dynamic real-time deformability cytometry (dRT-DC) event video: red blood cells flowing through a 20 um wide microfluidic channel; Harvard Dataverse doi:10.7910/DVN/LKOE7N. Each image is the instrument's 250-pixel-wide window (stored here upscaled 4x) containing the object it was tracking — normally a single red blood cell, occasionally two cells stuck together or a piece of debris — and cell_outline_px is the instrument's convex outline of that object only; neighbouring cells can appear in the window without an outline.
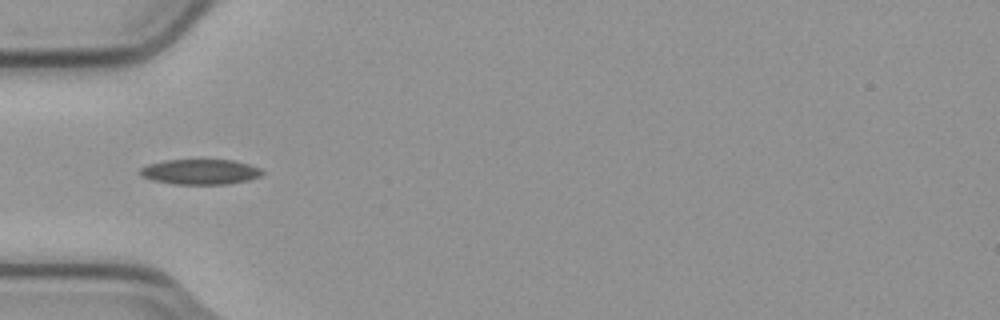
{"species": "common noctule bat (a hibernating species)", "species_latin": "Nyctalus noctula", "temperature_condition": "cold", "stored_images_in_passage": 8, "camera_frame_rate_fps": 3000, "um_per_image_px": 0.085, "animal": {"sex": "male", "body_mass_g": 23.1, "forearm_length_mm": 52.7}, "frame": {"image": 1, "passage_image": 5, "time_ms": 1.333, "image_size_px": [1000, 320], "cell_outline_px": [[264, 172], [260, 176], [248, 180], [228, 184], [172, 184], [152, 180], [140, 176], [140, 168], [148, 164], [164, 160], [232, 160], [248, 164], [260, 168]], "centroid_in_image_um": [17.0, 14.61], "position_along_channel_um": 68.0, "area_um2": 17.98}}
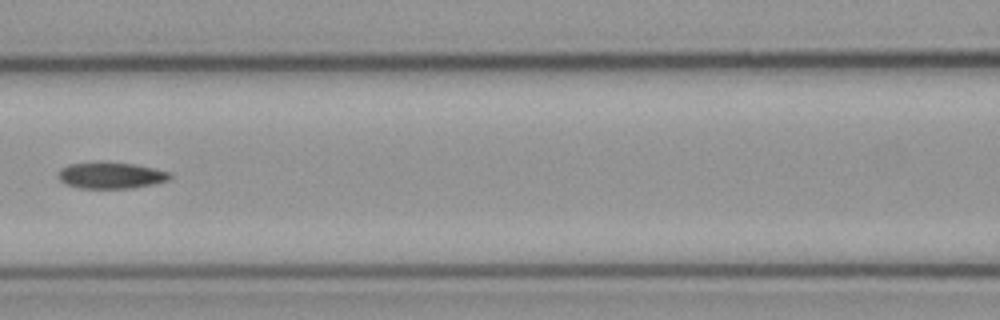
{"frame": {"image": 2, "passage_image": 7, "time_ms": 2.0, "image_size_px": [1000, 320], "cell_outline_px": [[172, 176], [168, 180], [152, 184], [132, 188], [80, 188], [64, 184], [56, 176], [60, 168], [68, 164], [104, 160], [132, 164], [172, 172]], "centroid_in_image_um": [9.37, 14.88], "position_along_channel_um": 157.2, "area_um2": 17.57}}
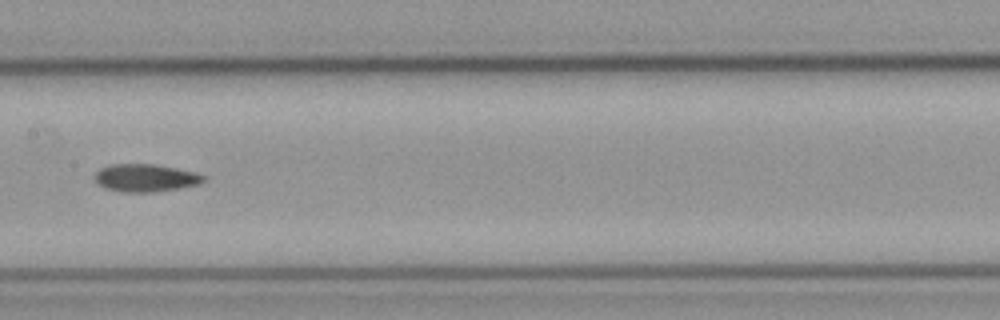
{"frame": {"image": 3, "passage_image": 8, "time_ms": 2.333, "image_size_px": [1000, 320], "cell_outline_px": [[208, 176], [200, 184], [180, 188], [156, 192], [124, 192], [104, 188], [96, 180], [96, 172], [100, 168], [112, 164], [152, 164], [192, 172]], "centroid_in_image_um": [12.38, 15.13], "position_along_channel_um": 195.0, "area_um2": 17.34}}